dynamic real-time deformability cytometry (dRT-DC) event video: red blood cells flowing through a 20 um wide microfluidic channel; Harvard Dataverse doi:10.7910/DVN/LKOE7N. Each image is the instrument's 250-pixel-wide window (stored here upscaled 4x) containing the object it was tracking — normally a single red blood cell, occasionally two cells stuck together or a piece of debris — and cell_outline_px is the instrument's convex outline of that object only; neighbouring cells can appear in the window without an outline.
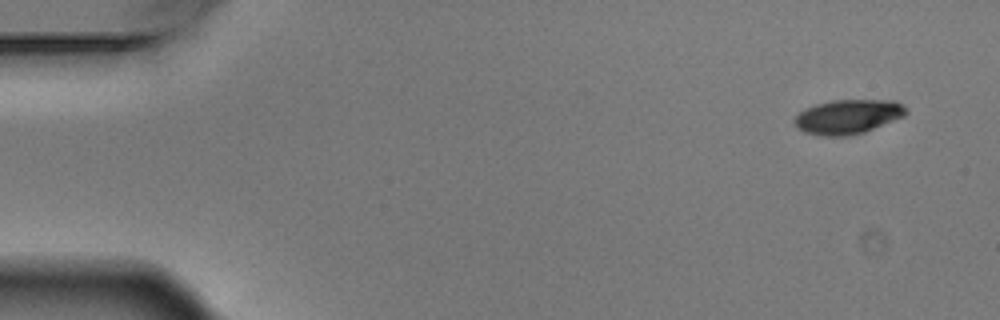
{"species": "Egyptian fruit bat (a non-hibernating species)", "species_latin": "Rousettus aegyptiacus", "temperature_condition": "warm", "stored_images_in_passage": 4, "segment_of_instrument_passage": [2, 2], "camera_frame_rate_fps": 3000, "um_per_image_px": 0.085, "animal": {"sex": "male"}, "frame": {"image": 1, "passage_image": 4, "time_ms": 1.0, "image_size_px": [1000, 320], "cell_outline_px": [[908, 112], [904, 116], [864, 132], [848, 136], [820, 136], [804, 132], [792, 120], [800, 112], [816, 104], [832, 100], [896, 100], [904, 104]], "centroid_in_image_um": [72.11, 9.91], "position_along_channel_um": 12.9, "area_um2": 22.31}}